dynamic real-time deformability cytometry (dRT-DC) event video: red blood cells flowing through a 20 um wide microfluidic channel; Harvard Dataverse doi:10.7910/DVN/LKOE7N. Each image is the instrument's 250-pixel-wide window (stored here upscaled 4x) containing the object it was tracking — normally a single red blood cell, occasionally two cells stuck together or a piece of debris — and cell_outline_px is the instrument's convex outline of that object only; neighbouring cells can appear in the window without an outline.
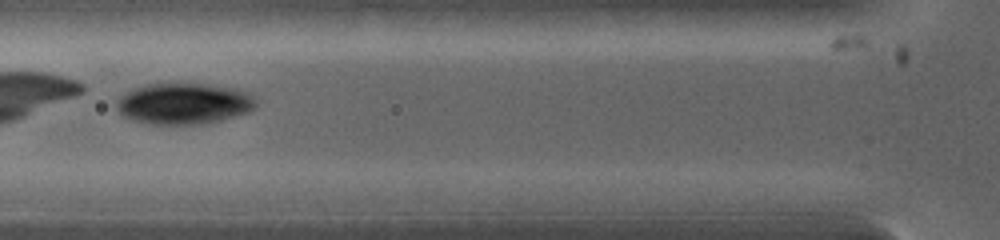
{"species": "common noctule bat (a hibernating species)", "species_latin": "Nyctalus noctula", "temperature_condition": "warm", "stored_images_in_passage": 8, "camera_frame_rate_fps": 5000, "um_per_image_px": 0.085, "animal": {"sex": "female", "body_mass_g": 19.0, "forearm_length_mm": 53.3}, "frame": {"image": 1, "passage_image": 4, "time_ms": 0.6, "image_size_px": [1000, 240], "cell_outline_px": [[256, 108], [248, 112], [208, 124], [152, 124], [132, 120], [124, 116], [116, 108], [116, 100], [120, 96], [132, 88], [148, 84], [200, 84], [224, 88], [240, 92], [252, 96], [256, 100]], "centroid_in_image_um": [15.55, 8.83], "position_along_channel_um": 110.2, "area_um2": 32.95}}